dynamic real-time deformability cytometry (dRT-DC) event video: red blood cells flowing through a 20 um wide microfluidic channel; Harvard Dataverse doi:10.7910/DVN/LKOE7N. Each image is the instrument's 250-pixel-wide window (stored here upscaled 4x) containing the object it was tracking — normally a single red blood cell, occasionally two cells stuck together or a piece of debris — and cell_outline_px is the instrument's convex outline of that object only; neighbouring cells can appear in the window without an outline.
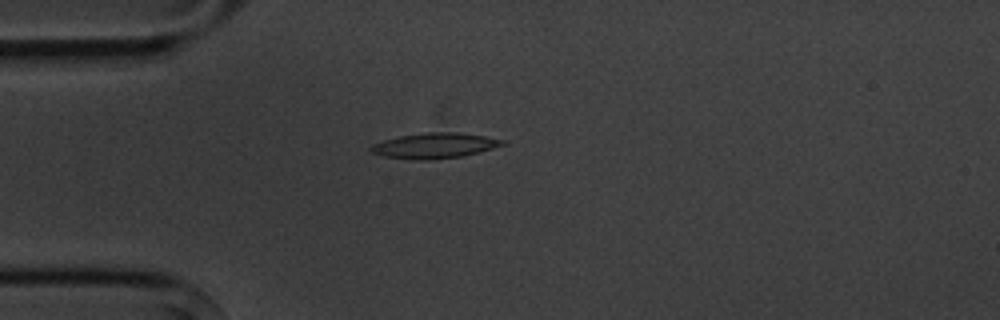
{"species": "common noctule bat (a hibernating species)", "species_latin": "Nyctalus noctula", "temperature_condition": "cold", "stored_images_in_passage": 1, "camera_frame_rate_fps": 3000, "um_per_image_px": 0.085, "animal": {"sex": "male", "body_mass_g": 20.1, "forearm_length_mm": 53.5}, "frame": {"image": 1, "passage_image": 1, "time_ms": 0.0, "image_size_px": [1000, 320], "cell_outline_px": [[508, 144], [480, 152], [460, 156], [428, 160], [420, 160], [384, 156], [372, 152], [368, 148], [372, 144], [384, 140], [400, 136], [428, 132], [460, 132], [508, 140]], "centroid_in_image_um": [37.01, 12.37], "position_along_channel_um": 48.0, "area_um2": 19.48}}